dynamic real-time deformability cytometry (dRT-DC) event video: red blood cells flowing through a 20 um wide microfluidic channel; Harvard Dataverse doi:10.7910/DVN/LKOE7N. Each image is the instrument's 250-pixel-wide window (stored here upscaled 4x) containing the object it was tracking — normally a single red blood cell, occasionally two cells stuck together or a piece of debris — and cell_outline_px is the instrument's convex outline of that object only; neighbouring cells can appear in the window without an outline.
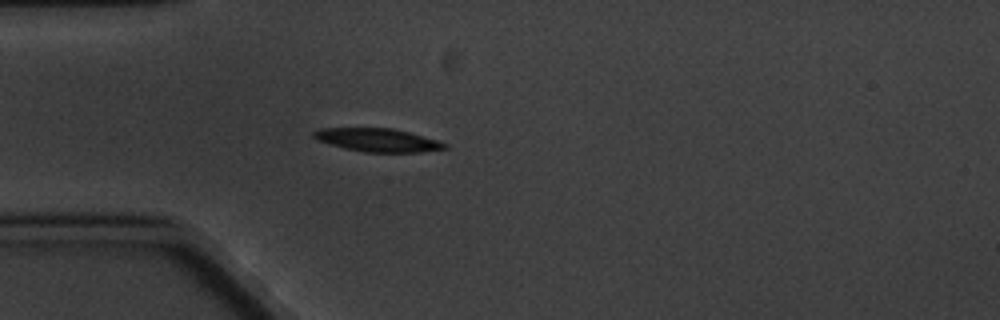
{"species": "common noctule bat (a hibernating species)", "species_latin": "Nyctalus noctula", "temperature_condition": "cold", "stored_images_in_passage": 4, "camera_frame_rate_fps": 3000, "um_per_image_px": 0.085, "animal": {"sex": "male", "body_mass_g": 20.1, "forearm_length_mm": 53.5}, "frame": {"image": 1, "passage_image": 4, "time_ms": 3.333, "image_size_px": [1000, 320], "cell_outline_px": [[448, 148], [420, 152], [364, 152], [344, 148], [316, 140], [312, 136], [312, 132], [320, 128], [392, 128], [408, 132], [436, 140], [448, 144]], "centroid_in_image_um": [32.07, 11.9], "position_along_channel_um": 52.9, "area_um2": 17.69}}